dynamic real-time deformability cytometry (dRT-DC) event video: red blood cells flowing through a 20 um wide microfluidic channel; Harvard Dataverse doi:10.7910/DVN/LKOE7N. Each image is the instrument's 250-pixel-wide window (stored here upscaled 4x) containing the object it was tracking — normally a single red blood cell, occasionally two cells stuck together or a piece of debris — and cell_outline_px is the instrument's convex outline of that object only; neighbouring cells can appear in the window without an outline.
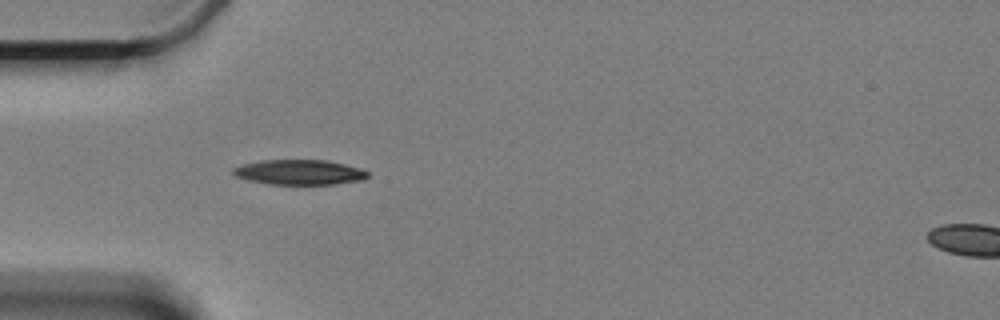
{"species": "Egyptian fruit bat (a non-hibernating species)", "species_latin": "Rousettus aegyptiacus", "temperature_condition": "cold", "stored_images_in_passage": 15, "camera_frame_rate_fps": 3000, "um_per_image_px": 0.085, "animal": {"sex": "female"}, "frame": {"image": 1, "passage_image": 7, "time_ms": 2.0, "image_size_px": [1000, 320], "cell_outline_px": [[368, 176], [364, 180], [336, 184], [268, 184], [248, 180], [236, 176], [232, 172], [232, 168], [244, 164], [264, 160], [324, 160], [344, 164], [360, 168], [368, 172]], "centroid_in_image_um": [25.46, 14.64], "position_along_channel_um": 59.5, "area_um2": 19.54}}
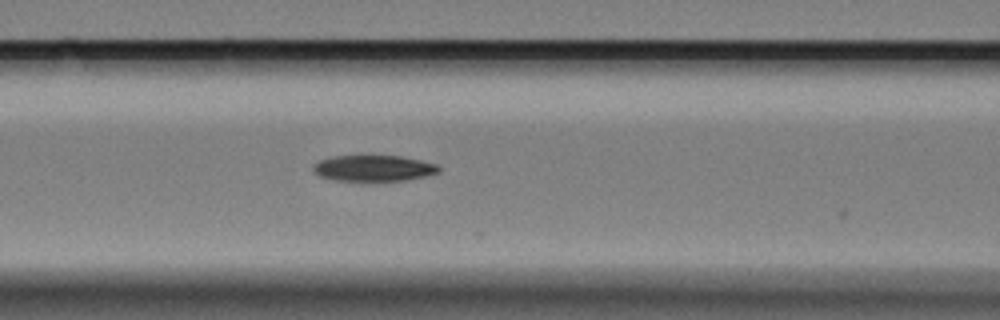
{"frame": {"image": 2, "passage_image": 14, "time_ms": 4.333, "image_size_px": [1000, 320], "cell_outline_px": [[440, 172], [428, 176], [404, 180], [336, 180], [320, 176], [312, 168], [312, 164], [320, 160], [332, 156], [400, 156], [420, 160], [436, 164], [440, 168]], "centroid_in_image_um": [31.77, 14.29], "position_along_channel_um": 134.8, "area_um2": 18.84}}